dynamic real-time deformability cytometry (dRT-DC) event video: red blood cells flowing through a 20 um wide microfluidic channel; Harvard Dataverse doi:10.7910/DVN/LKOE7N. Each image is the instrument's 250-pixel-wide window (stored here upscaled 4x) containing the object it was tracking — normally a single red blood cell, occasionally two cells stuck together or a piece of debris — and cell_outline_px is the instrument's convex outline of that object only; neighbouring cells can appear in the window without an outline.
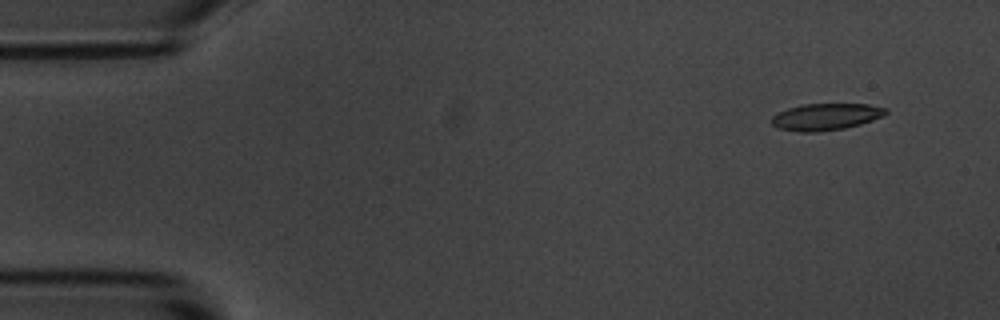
{"species": "common noctule bat (a hibernating species)", "species_latin": "Nyctalus noctula", "temperature_condition": "room temperature", "stored_images_in_passage": 6, "camera_frame_rate_fps": 3000, "um_per_image_px": 0.085, "animal": {"sex": "male", "body_mass_g": 20.1, "forearm_length_mm": 53.5}, "frame": {"image": 1, "passage_image": 2, "time_ms": 1.0, "image_size_px": [1000, 320], "cell_outline_px": [[888, 112], [884, 116], [860, 124], [844, 128], [816, 132], [800, 132], [780, 128], [772, 124], [772, 116], [788, 108], [800, 104], [868, 104], [888, 108]], "centroid_in_image_um": [70.23, 9.91], "position_along_channel_um": 14.8, "area_um2": 17.74}}
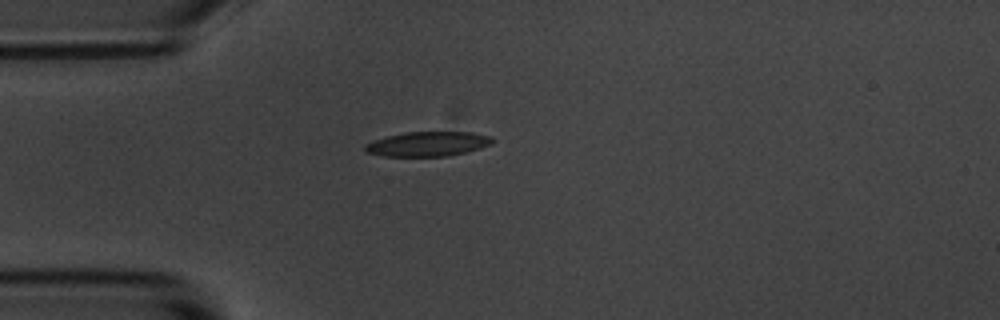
{"frame": {"image": 2, "passage_image": 4, "time_ms": 4.333, "image_size_px": [1000, 320], "cell_outline_px": [[492, 144], [480, 148], [448, 156], [384, 156], [364, 152], [364, 144], [372, 140], [388, 136], [408, 132], [472, 132], [492, 136]], "centroid_in_image_um": [36.33, 12.23], "position_along_channel_um": 48.7, "area_um2": 18.26}}